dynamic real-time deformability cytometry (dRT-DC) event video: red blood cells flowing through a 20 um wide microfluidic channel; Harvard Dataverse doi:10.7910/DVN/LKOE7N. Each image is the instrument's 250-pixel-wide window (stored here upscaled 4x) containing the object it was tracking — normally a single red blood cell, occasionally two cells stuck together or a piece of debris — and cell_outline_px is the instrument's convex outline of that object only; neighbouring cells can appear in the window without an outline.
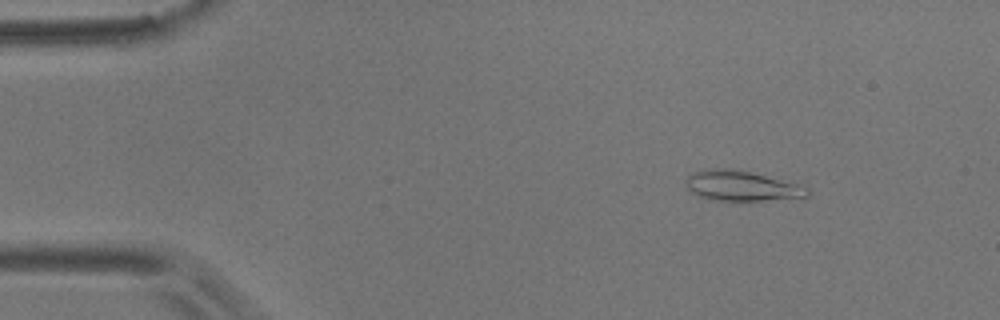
{"species": "common noctule bat (a hibernating species)", "species_latin": "Nyctalus noctula", "temperature_condition": "room temperature", "stored_images_in_passage": 8, "camera_frame_rate_fps": 3000, "um_per_image_px": 0.085, "animal": {"sex": "male", "body_mass_g": 17.9}, "frame": {"image": 1, "passage_image": 2, "time_ms": 0.333, "image_size_px": [1000, 320], "cell_outline_px": [[808, 196], [760, 200], [708, 200], [696, 196], [688, 188], [688, 176], [696, 172], [708, 168], [732, 168], [796, 184], [808, 188]], "centroid_in_image_um": [62.96, 15.8], "position_along_channel_um": 22.0, "area_um2": 20.63}}
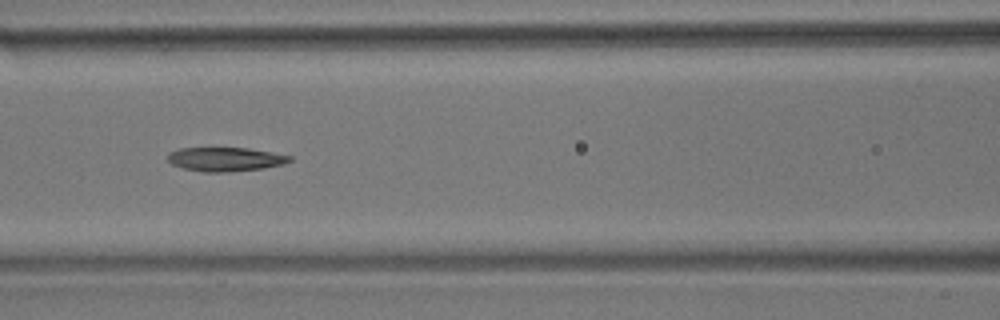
{"frame": {"image": 2, "passage_image": 7, "time_ms": 2.0, "image_size_px": [1000, 320], "cell_outline_px": [[292, 160], [284, 164], [264, 168], [228, 172], [204, 172], [184, 168], [172, 164], [168, 160], [168, 152], [180, 148], [248, 148], [292, 156]], "centroid_in_image_um": [19.16, 13.53], "position_along_channel_um": 147.4, "area_um2": 16.99}}
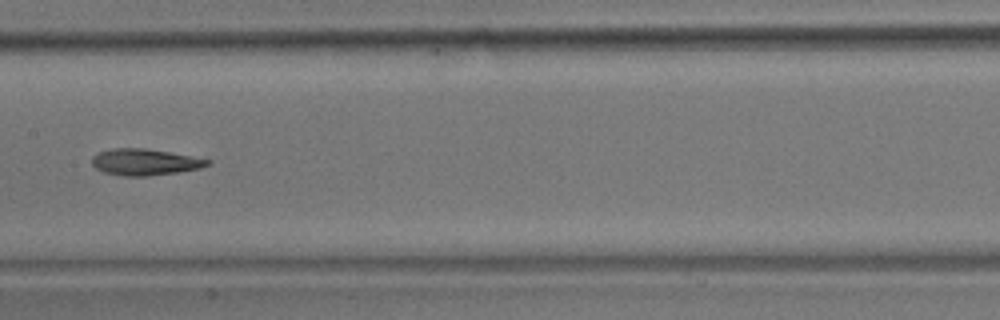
{"frame": {"image": 3, "passage_image": 8, "time_ms": 2.333, "image_size_px": [1000, 320], "cell_outline_px": [[212, 160], [208, 164], [200, 168], [180, 172], [148, 176], [124, 176], [104, 172], [96, 168], [92, 164], [92, 156], [100, 152], [112, 148], [144, 148], [168, 152]], "centroid_in_image_um": [12.3, 13.78], "position_along_channel_um": 195.1, "area_um2": 17.63}}